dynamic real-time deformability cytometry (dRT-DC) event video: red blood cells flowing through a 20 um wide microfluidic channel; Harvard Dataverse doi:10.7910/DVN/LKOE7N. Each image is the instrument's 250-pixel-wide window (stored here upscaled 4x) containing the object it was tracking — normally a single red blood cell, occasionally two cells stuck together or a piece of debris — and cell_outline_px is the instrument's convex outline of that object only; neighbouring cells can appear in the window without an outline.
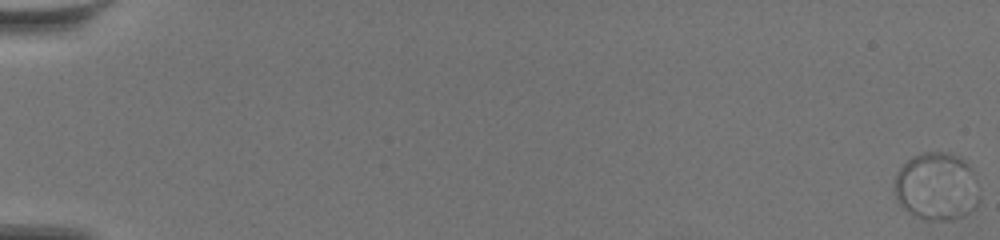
{"species": "common noctule bat (a hibernating species)", "species_latin": "Nyctalus noctula", "temperature_condition": "warm", "stored_images_in_passage": 4, "camera_frame_rate_fps": 3000, "um_per_image_px": 0.085, "animal": {"sex": "female", "body_mass_g": 19.5, "forearm_length_mm": 54.1}, "frame": {"image": 1, "passage_image": 1, "time_ms": 0.0, "image_size_px": [1000, 240], "cell_outline_px": [[968, 168], [928, 216], [920, 216], [908, 212], [896, 200], [896, 172], [912, 156], [924, 152], [948, 152], [964, 160]], "centroid_in_image_um": [78.82, 15.36], "position_along_channel_um": 6.2, "area_um2": 22.95}}